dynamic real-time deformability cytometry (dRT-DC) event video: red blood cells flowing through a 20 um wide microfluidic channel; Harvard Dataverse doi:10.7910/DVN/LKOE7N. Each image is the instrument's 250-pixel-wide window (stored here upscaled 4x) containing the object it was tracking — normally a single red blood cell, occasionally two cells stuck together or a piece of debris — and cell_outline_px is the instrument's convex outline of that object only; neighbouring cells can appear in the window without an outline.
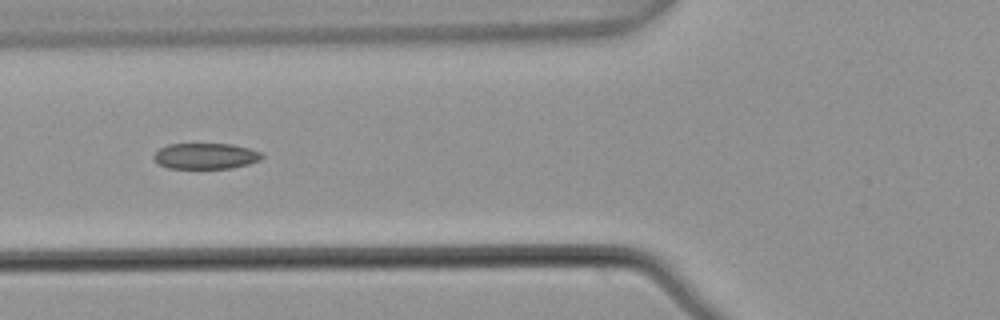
{"species": "common noctule bat (a hibernating species)", "species_latin": "Nyctalus noctula", "temperature_condition": "warm", "stored_images_in_passage": 6, "camera_frame_rate_fps": 3000, "um_per_image_px": 0.085, "animal": {"sex": "male", "body_mass_g": 21.5, "forearm_length_mm": 52.0}, "frame": {"image": 1, "passage_image": 5, "time_ms": 1.333, "image_size_px": [1000, 320], "cell_outline_px": [[264, 156], [260, 160], [248, 164], [232, 168], [168, 168], [160, 164], [152, 156], [160, 148], [168, 144], [232, 144], [248, 148], [260, 152]], "centroid_in_image_um": [17.49, 13.26], "position_along_channel_um": 108.3, "area_um2": 16.18}}
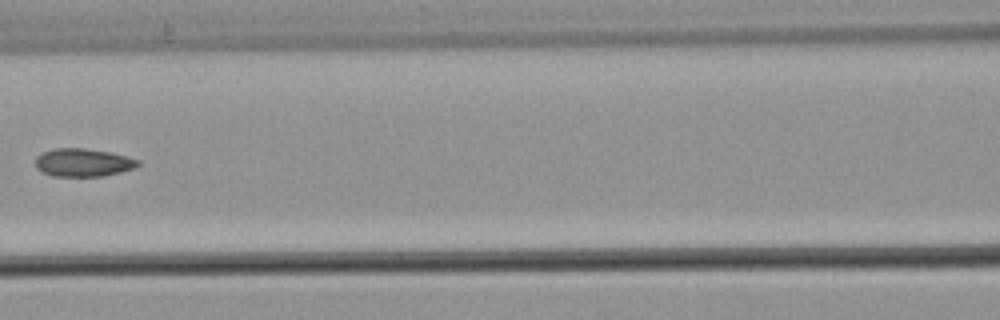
{"frame": {"image": 2, "passage_image": 6, "time_ms": 1.667, "image_size_px": [1000, 320], "cell_outline_px": [[140, 164], [132, 168], [120, 172], [104, 176], [52, 176], [36, 168], [36, 156], [44, 152], [56, 148], [84, 148], [108, 152], [140, 160]], "centroid_in_image_um": [7.05, 13.82], "position_along_channel_um": 159.6, "area_um2": 16.53}}